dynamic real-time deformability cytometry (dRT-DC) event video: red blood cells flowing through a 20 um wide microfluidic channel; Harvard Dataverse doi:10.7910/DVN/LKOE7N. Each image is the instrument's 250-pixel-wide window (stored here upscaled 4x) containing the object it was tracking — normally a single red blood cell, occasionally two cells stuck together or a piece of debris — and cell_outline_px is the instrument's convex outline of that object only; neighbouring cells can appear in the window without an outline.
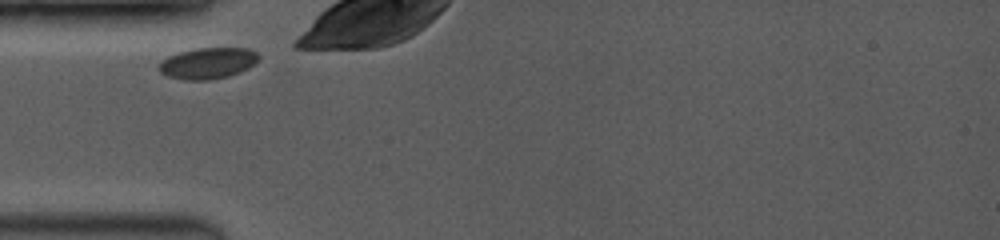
{"species": "common noctule bat (a hibernating species)", "species_latin": "Nyctalus noctula", "temperature_condition": "room temperature", "stored_images_in_passage": 3, "camera_frame_rate_fps": 3500, "um_per_image_px": 0.085, "animal": {"sex": "female", "body_mass_g": 19.0, "forearm_length_mm": 53.3}, "frame": {"image": 1, "passage_image": 1, "time_ms": 0.0, "image_size_px": [1000, 240], "cell_outline_px": [[260, 56], [248, 68], [240, 72], [228, 76], [208, 80], [188, 80], [168, 76], [160, 72], [156, 68], [156, 64], [168, 56], [180, 52], [196, 48], [248, 48], [256, 52]], "centroid_in_image_um": [17.61, 5.37], "position_along_channel_um": 67.4, "area_um2": 18.09}}